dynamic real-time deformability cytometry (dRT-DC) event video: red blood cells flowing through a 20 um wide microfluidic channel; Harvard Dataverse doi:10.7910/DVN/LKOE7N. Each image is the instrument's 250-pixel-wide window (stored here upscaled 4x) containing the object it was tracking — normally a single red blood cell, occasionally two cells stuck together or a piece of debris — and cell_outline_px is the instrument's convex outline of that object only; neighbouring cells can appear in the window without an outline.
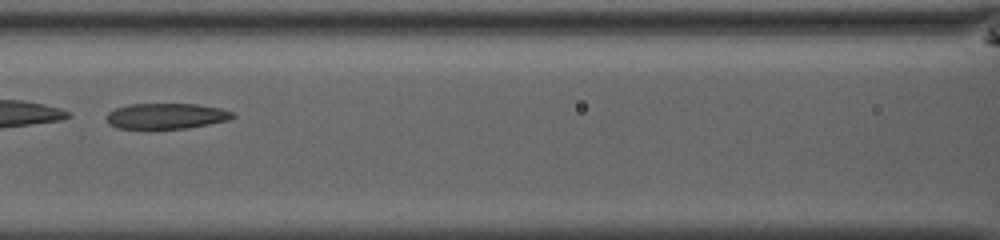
{"species": "common noctule bat (a hibernating species)", "species_latin": "Nyctalus noctula", "temperature_condition": "room temperature", "stored_images_in_passage": 34, "camera_frame_rate_fps": 3000, "um_per_image_px": 0.085, "animal": {"sex": "male", "body_mass_g": 13.0, "forearm_length_mm": 53.1}, "frame": {"image": 1, "passage_image": 10, "time_ms": 3.0, "image_size_px": [1000, 240], "cell_outline_px": [[236, 116], [228, 120], [188, 128], [148, 132], [116, 128], [108, 124], [108, 112], [116, 108], [128, 104], [196, 104], [220, 108], [232, 112]], "centroid_in_image_um": [14.06, 9.92], "position_along_channel_um": 152.5, "area_um2": 19.71}}
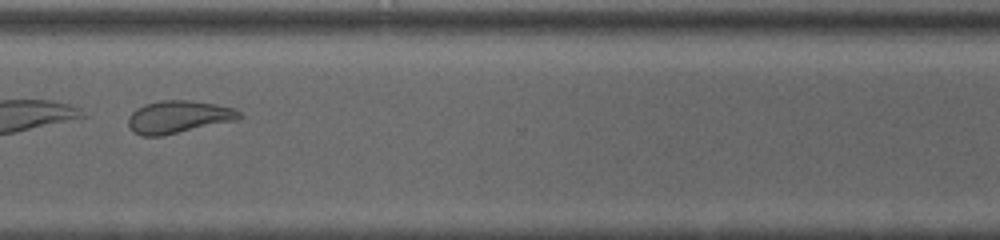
{"frame": {"image": 2, "passage_image": 25, "time_ms": 8.0, "image_size_px": [1000, 240], "cell_outline_px": [[244, 116], [236, 120], [164, 136], [140, 136], [132, 132], [128, 128], [128, 116], [136, 108], [144, 104], [160, 100], [188, 100], [216, 104], [232, 108], [240, 112]], "centroid_in_image_um": [15.12, 9.95], "position_along_channel_um": 355.5, "area_um2": 21.33}, "authors_computed_cell_mechanics": {"area_um2": 20.4612, "velocity_mm_per_s": 4.0711, "shape_relaxation_time_tau1_ms": null, "shape_relaxation_time_tau2_ms": 1.1988, "deformation_change_tau1": null, "deformation_change_tau2": 0.0861}}